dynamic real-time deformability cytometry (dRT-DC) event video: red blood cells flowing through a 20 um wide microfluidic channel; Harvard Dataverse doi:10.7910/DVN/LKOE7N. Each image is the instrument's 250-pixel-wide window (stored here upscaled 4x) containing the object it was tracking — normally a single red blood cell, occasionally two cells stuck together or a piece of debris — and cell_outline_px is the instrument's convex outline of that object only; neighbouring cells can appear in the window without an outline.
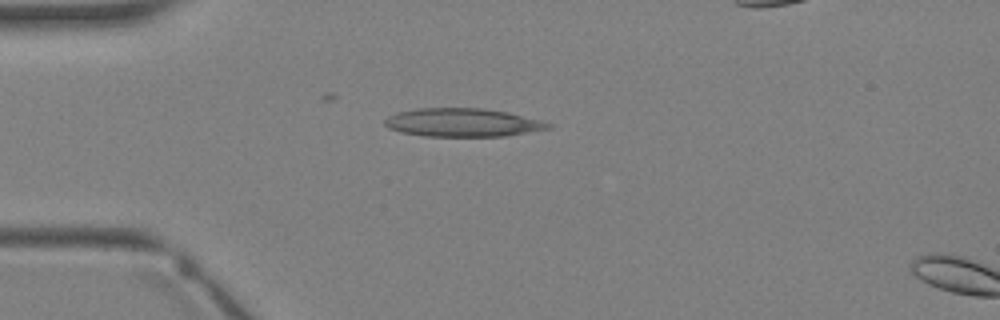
{"species": "Egyptian fruit bat (a non-hibernating species)", "species_latin": "Rousettus aegyptiacus", "temperature_condition": "warm", "stored_images_in_passage": 3, "camera_frame_rate_fps": 3000, "um_per_image_px": 0.085, "animal": {"sex": "female"}, "frame": {"image": 1, "passage_image": 2, "time_ms": 1.333, "image_size_px": [1000, 320], "cell_outline_px": [[556, 124], [552, 128], [504, 136], [424, 136], [400, 132], [388, 128], [384, 124], [384, 120], [388, 116], [396, 112], [416, 108], [484, 108], [508, 112]], "centroid_in_image_um": [39.32, 10.41], "position_along_channel_um": 45.7, "area_um2": 27.22}}